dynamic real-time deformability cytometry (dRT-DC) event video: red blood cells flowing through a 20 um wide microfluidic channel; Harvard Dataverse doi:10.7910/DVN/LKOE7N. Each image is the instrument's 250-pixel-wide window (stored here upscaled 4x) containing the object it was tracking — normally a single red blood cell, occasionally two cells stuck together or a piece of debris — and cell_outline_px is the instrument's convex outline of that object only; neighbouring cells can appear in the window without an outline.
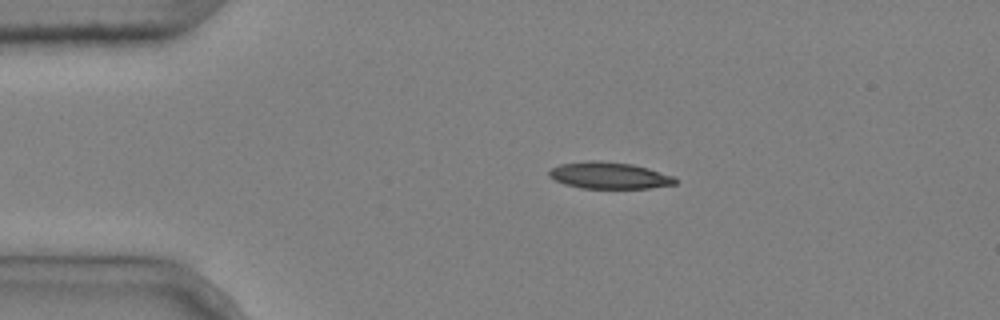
{"species": "common noctule bat (a hibernating species)", "species_latin": "Nyctalus noctula", "temperature_condition": "cold", "stored_images_in_passage": 4, "camera_frame_rate_fps": 3000, "um_per_image_px": 0.085, "animal": {"sex": "male", "body_mass_g": 20.4}, "frame": {"image": 1, "passage_image": 3, "time_ms": 0.667, "image_size_px": [1000, 320], "cell_outline_px": [[680, 180], [676, 184], [648, 188], [580, 188], [564, 184], [548, 176], [548, 172], [552, 168], [560, 164], [588, 160], [600, 160], [632, 164], [648, 168], [672, 176]], "centroid_in_image_um": [51.78, 14.91], "position_along_channel_um": 33.2, "area_um2": 19.65}}